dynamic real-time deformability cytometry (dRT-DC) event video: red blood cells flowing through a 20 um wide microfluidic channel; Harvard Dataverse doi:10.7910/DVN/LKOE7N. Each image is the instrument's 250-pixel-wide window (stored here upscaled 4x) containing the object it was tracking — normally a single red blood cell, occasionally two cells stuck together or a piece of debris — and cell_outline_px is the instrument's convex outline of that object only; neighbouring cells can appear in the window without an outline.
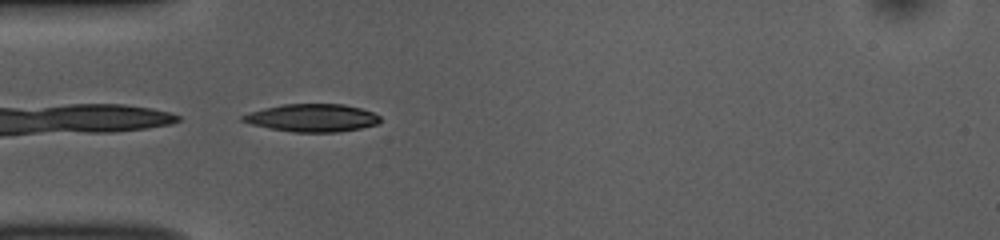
{"species": "common noctule bat (a hibernating species)", "species_latin": "Nyctalus noctula", "temperature_condition": "room temperature", "stored_images_in_passage": 36, "camera_frame_rate_fps": 3000, "um_per_image_px": 0.085, "animal": {"sex": "female", "body_mass_g": 10.0, "forearm_length_mm": 53.1}, "frame": {"image": 1, "passage_image": 1, "time_ms": 0.0, "image_size_px": [1000, 240], "cell_outline_px": [[380, 124], [340, 132], [296, 132], [268, 128], [252, 124], [240, 120], [240, 116], [264, 108], [284, 104], [344, 104], [360, 108], [372, 112], [380, 116]], "centroid_in_image_um": [26.56, 10.02], "position_along_channel_um": 58.4, "area_um2": 22.2}}
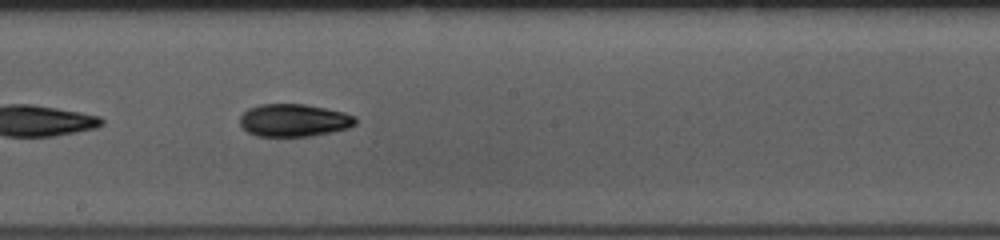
{"frame": {"image": 2, "passage_image": 14, "time_ms": 4.333, "image_size_px": [1000, 240], "cell_outline_px": [[356, 124], [348, 128], [332, 132], [312, 136], [256, 136], [248, 132], [240, 124], [240, 116], [248, 108], [260, 104], [304, 104], [344, 112], [356, 116]], "centroid_in_image_um": [24.99, 10.22], "position_along_channel_um": 223.2, "area_um2": 22.02}}
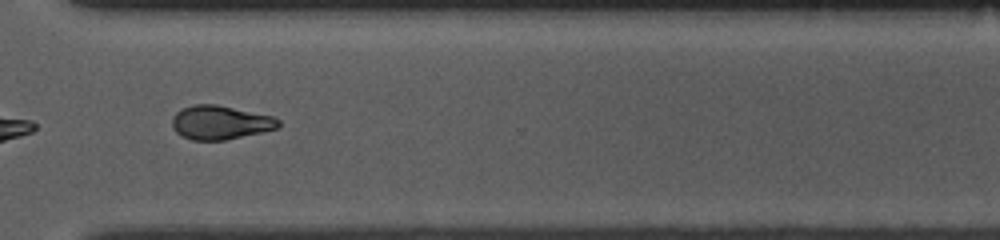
{"frame": {"image": 3, "passage_image": 24, "time_ms": 7.667, "image_size_px": [1000, 240], "cell_outline_px": [[280, 128], [224, 140], [192, 140], [176, 132], [172, 128], [172, 116], [180, 108], [192, 104], [216, 104], [272, 116], [280, 120]], "centroid_in_image_um": [18.7, 10.4], "position_along_channel_um": 351.9, "area_um2": 21.04}, "authors_computed_cell_mechanics": {"area_um2": 21.2126, "velocity_mm_per_s": 3.8716, "shape_relaxation_time_tau1_ms": 4.638, "shape_relaxation_time_tau2_ms": 5.7634, "deformation_change_tau1": 0.1496, "deformation_change_tau2": 0.1247}}